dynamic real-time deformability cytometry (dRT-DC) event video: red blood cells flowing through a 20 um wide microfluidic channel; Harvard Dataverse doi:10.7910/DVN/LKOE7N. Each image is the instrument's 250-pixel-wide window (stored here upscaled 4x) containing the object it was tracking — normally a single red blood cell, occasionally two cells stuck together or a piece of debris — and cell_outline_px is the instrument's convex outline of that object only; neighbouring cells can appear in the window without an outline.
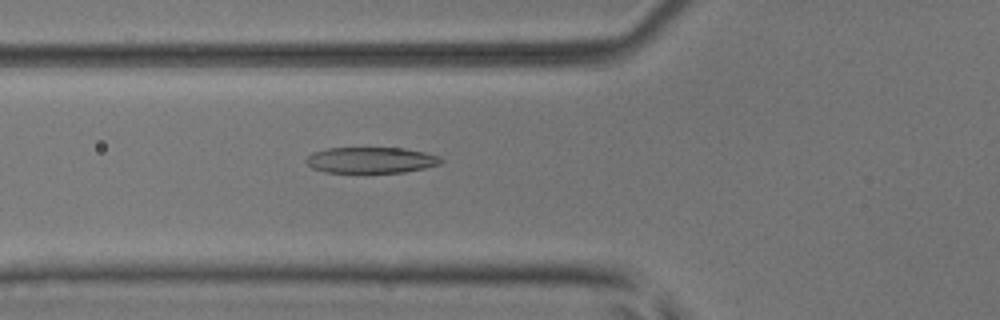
{"species": "common noctule bat (a hibernating species)", "species_latin": "Nyctalus noctula", "temperature_condition": "room temperature", "stored_images_in_passage": 53, "camera_frame_rate_fps": 3000, "um_per_image_px": 0.085, "animal": {"sex": "male", "body_mass_g": 17.9, "forearm_length_mm": 54.2}, "frame": {"image": 1, "passage_image": 20, "time_ms": 6.333, "image_size_px": [1000, 320], "cell_outline_px": [[444, 160], [440, 164], [424, 168], [404, 172], [324, 172], [312, 168], [304, 160], [312, 152], [328, 148], [404, 148], [424, 152], [440, 156]], "centroid_in_image_um": [31.53, 13.6], "position_along_channel_um": 94.3, "area_um2": 20.4}}
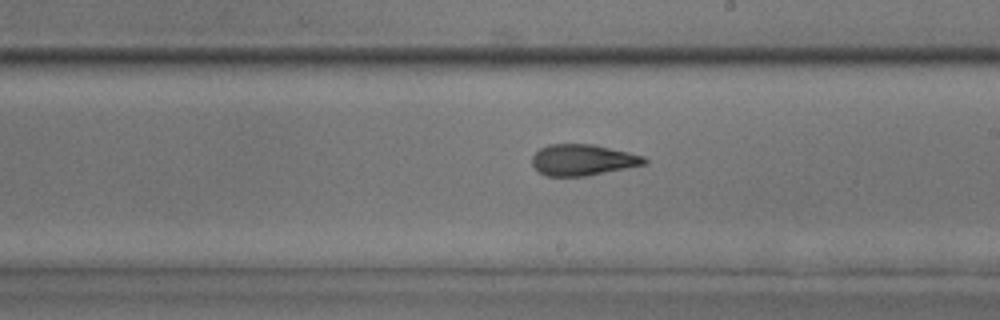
{"frame": {"image": 2, "passage_image": 31, "time_ms": 10.0, "image_size_px": [1000, 320], "cell_outline_px": [[648, 164], [584, 176], [544, 176], [532, 164], [532, 156], [540, 148], [548, 144], [592, 144], [628, 152], [644, 156], [648, 160]], "centroid_in_image_um": [49.54, 13.59], "position_along_channel_um": 239.5, "area_um2": 20.35}}
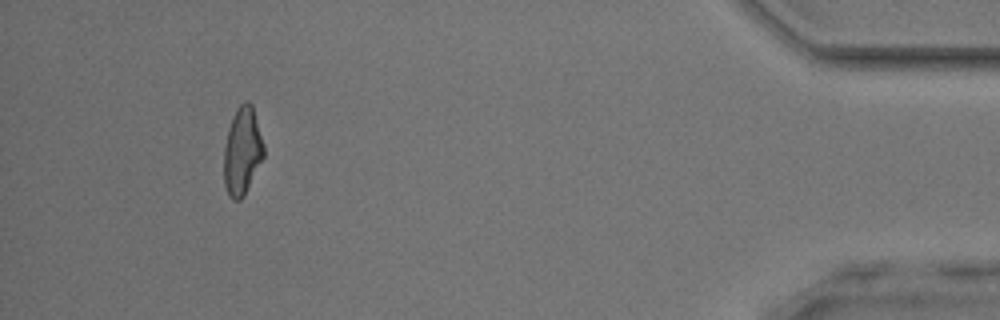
{"frame": {"image": 3, "passage_image": 49, "time_ms": 16.0, "image_size_px": [1000, 320], "cell_outline_px": [[264, 156], [244, 196], [240, 200], [232, 200], [228, 196], [224, 184], [224, 148], [228, 128], [232, 116], [236, 108], [244, 100], [248, 100], [252, 104], [264, 144]], "centroid_in_image_um": [20.59, 12.83], "position_along_channel_um": 414.6, "area_um2": 20.58}, "authors_computed_cell_mechanics": {"area_um2": 20.8658, "velocity_mm_per_s": 3.9682, "shape_relaxation_time_tau1_ms": 3.6293, "shape_relaxation_time_tau2_ms": 1.4398, "deformation_change_tau1": 0.1607, "deformation_change_tau2": 0.0973}}